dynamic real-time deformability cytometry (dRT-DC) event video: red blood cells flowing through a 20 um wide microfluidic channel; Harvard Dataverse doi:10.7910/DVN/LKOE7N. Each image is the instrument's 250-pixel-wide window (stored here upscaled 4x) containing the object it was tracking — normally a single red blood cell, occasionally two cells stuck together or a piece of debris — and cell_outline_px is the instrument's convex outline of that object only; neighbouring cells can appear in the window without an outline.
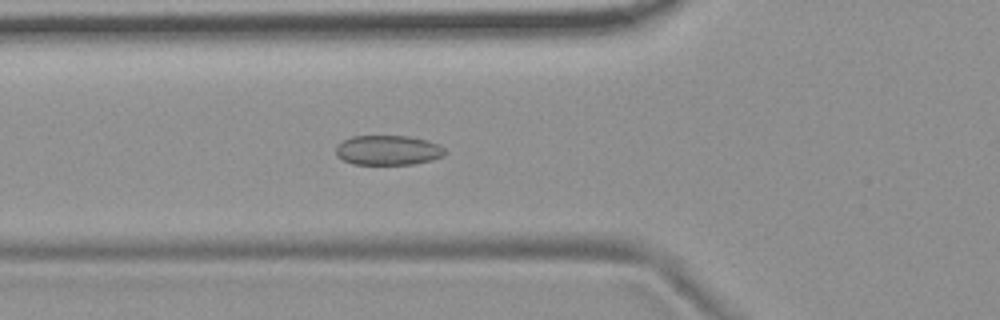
{"species": "common noctule bat (a hibernating species)", "species_latin": "Nyctalus noctula", "temperature_condition": "room temperature", "stored_images_in_passage": 54, "camera_frame_rate_fps": 3000, "um_per_image_px": 0.085, "animal": {"sex": "female", "body_mass_g": 19.9}, "frame": {"image": 1, "passage_image": 19, "time_ms": 6.0, "image_size_px": [1000, 320], "cell_outline_px": [[444, 156], [432, 160], [412, 164], [352, 164], [336, 156], [336, 148], [344, 140], [352, 136], [408, 136], [428, 140], [440, 144], [444, 148]], "centroid_in_image_um": [33.01, 12.76], "position_along_channel_um": 92.8, "area_um2": 18.9}}
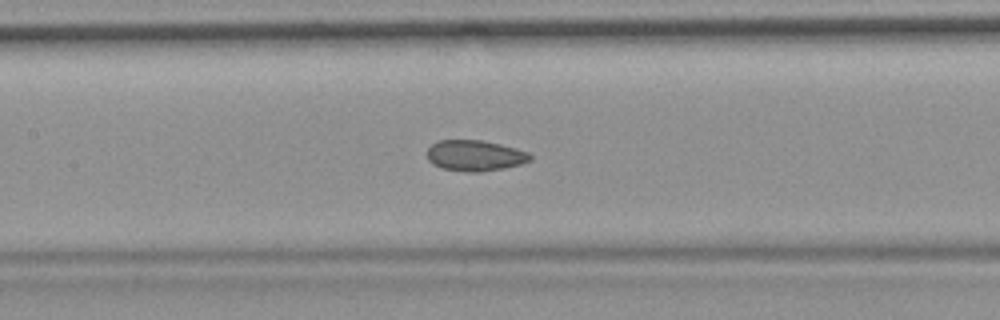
{"frame": {"image": 2, "passage_image": 25, "time_ms": 8.0, "image_size_px": [1000, 320], "cell_outline_px": [[532, 160], [520, 164], [504, 168], [480, 172], [468, 172], [440, 168], [432, 164], [428, 160], [428, 148], [432, 144], [440, 140], [480, 140], [500, 144], [516, 148], [528, 152], [532, 156]], "centroid_in_image_um": [40.37, 13.23], "position_along_channel_um": 167.0, "area_um2": 18.55}}
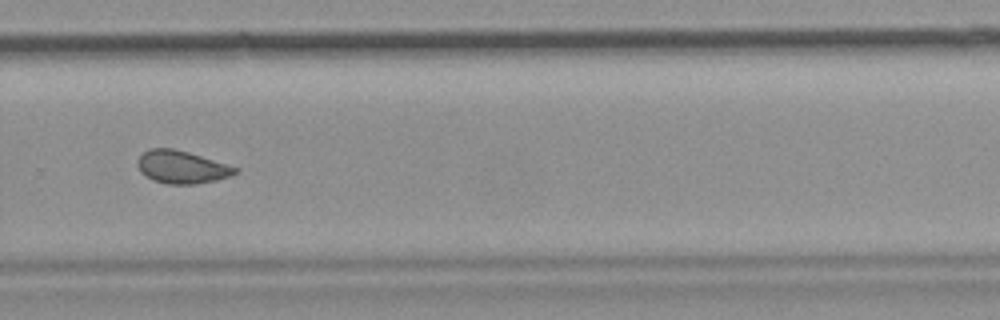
{"frame": {"image": 3, "passage_image": 37, "time_ms": 12.0, "image_size_px": [1000, 320], "cell_outline_px": [[240, 172], [232, 176], [216, 180], [196, 184], [168, 184], [152, 180], [140, 172], [136, 164], [140, 156], [144, 152], [152, 148], [172, 148], [188, 152], [240, 168]], "centroid_in_image_um": [15.47, 14.21], "position_along_channel_um": 314.3, "area_um2": 18.73}, "authors_computed_cell_mechanics": {"area_um2": 19.1318, "velocity_mm_per_s": 3.6892, "shape_relaxation_time_tau1_ms": 6.6911, "shape_relaxation_time_tau2_ms": 1.4602, "deformation_change_tau1": 0.0823, "deformation_change_tau2": 0.0626}}